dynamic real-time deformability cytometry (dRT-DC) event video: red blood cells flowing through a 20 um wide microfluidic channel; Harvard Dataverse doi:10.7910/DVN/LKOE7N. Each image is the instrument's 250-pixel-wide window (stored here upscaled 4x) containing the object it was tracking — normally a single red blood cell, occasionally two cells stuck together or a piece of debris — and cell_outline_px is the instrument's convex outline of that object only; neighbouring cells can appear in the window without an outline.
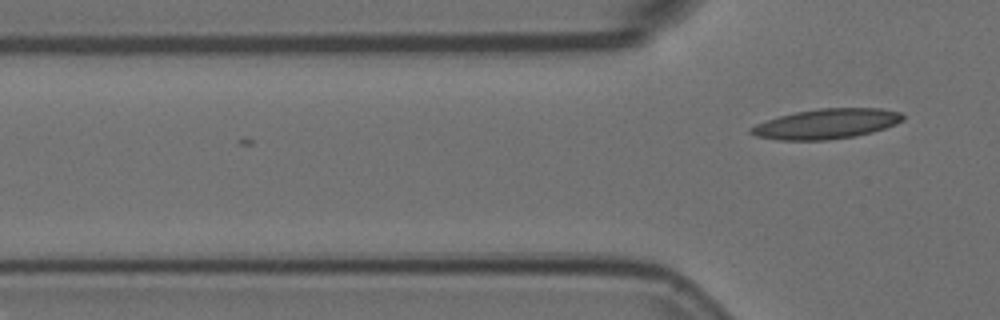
{"species": "Egyptian fruit bat (a non-hibernating species)", "species_latin": "Rousettus aegyptiacus", "temperature_condition": "room temperature", "stored_images_in_passage": 4, "camera_frame_rate_fps": 3000, "um_per_image_px": 0.085, "animal": {"sex": "female"}, "frame": {"image": 1, "passage_image": 4, "time_ms": 1.0, "image_size_px": [1000, 320], "cell_outline_px": [[904, 120], [896, 124], [872, 132], [856, 136], [828, 140], [780, 140], [756, 136], [748, 132], [748, 128], [756, 124], [780, 116], [796, 112], [820, 108], [880, 108], [900, 112], [904, 116]], "centroid_in_image_um": [70.25, 10.53], "position_along_channel_um": 55.5, "area_um2": 26.53}}